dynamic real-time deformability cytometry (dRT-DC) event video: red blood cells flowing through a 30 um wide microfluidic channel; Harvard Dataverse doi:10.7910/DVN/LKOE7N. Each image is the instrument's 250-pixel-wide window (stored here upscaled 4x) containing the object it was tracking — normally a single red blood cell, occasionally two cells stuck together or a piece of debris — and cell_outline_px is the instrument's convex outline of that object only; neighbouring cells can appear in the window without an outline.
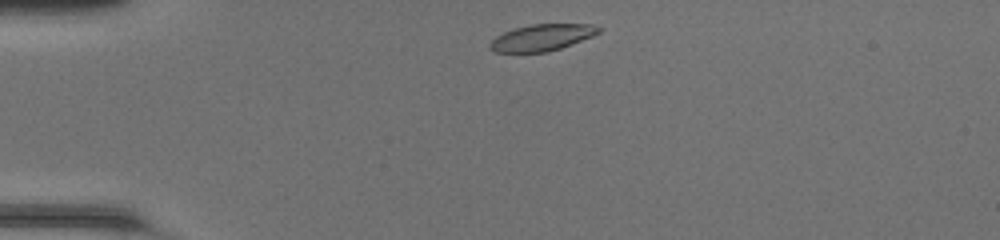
{"species": "common noctule bat (a hibernating species)", "species_latin": "Nyctalus noctula", "temperature_condition": "room temperature", "stored_images_in_passage": 38, "camera_frame_rate_fps": 3000, "um_per_image_px": 0.085, "animal": {"sex": "female", "body_mass_g": 20.0, "forearm_length_mm": 54.0}, "frame": {"image": 1, "passage_image": 1, "time_ms": 0.0, "image_size_px": [1000, 240], "cell_outline_px": [[604, 28], [600, 32], [592, 36], [572, 44], [548, 52], [496, 52], [488, 48], [488, 44], [496, 36], [512, 28], [532, 24], [592, 24]], "centroid_in_image_um": [46.06, 3.18], "position_along_channel_um": 38.9, "area_um2": 16.94}}
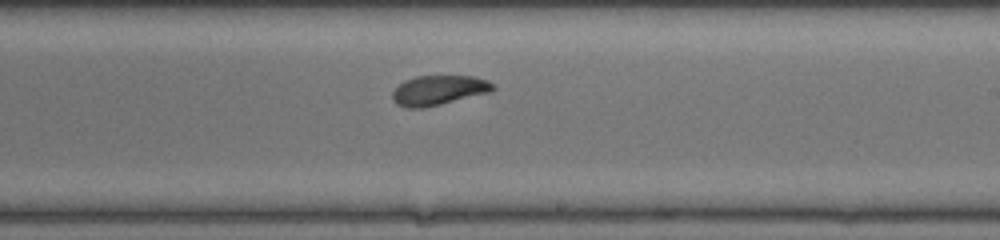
{"frame": {"image": 2, "passage_image": 19, "time_ms": 6.0, "image_size_px": [1000, 240], "cell_outline_px": [[496, 88], [492, 92], [424, 108], [404, 108], [396, 104], [392, 100], [392, 92], [404, 80], [416, 76], [472, 76], [488, 80]], "centroid_in_image_um": [37.28, 7.68], "position_along_channel_um": 251.7, "area_um2": 17.57}}
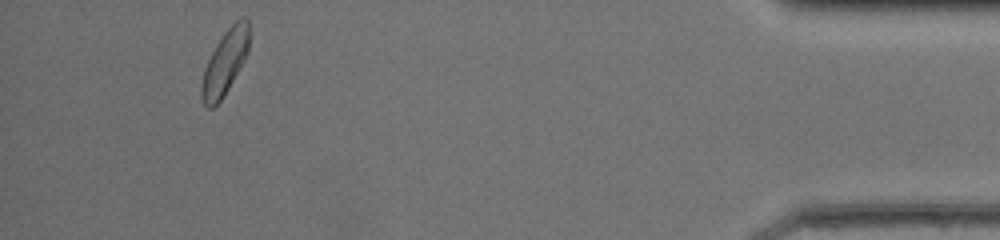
{"frame": {"image": 3, "passage_image": 35, "time_ms": 11.333, "image_size_px": [1000, 240], "cell_outline_px": [[248, 52], [244, 60], [228, 88], [220, 100], [212, 108], [208, 108], [204, 104], [200, 96], [200, 84], [204, 68], [216, 44], [224, 32], [240, 16], [244, 16], [248, 20]], "centroid_in_image_um": [19.09, 5.3], "position_along_channel_um": 416.1, "area_um2": 17.69}, "authors_computed_cell_mechanics": {"area_um2": 17.5134, "velocity_mm_per_s": 4.2615, "shape_relaxation_time_tau1_ms": 2.3564, "shape_relaxation_time_tau2_ms": 3.1467, "deformation_change_tau1": 0.1161, "deformation_change_tau2": 0.094}}